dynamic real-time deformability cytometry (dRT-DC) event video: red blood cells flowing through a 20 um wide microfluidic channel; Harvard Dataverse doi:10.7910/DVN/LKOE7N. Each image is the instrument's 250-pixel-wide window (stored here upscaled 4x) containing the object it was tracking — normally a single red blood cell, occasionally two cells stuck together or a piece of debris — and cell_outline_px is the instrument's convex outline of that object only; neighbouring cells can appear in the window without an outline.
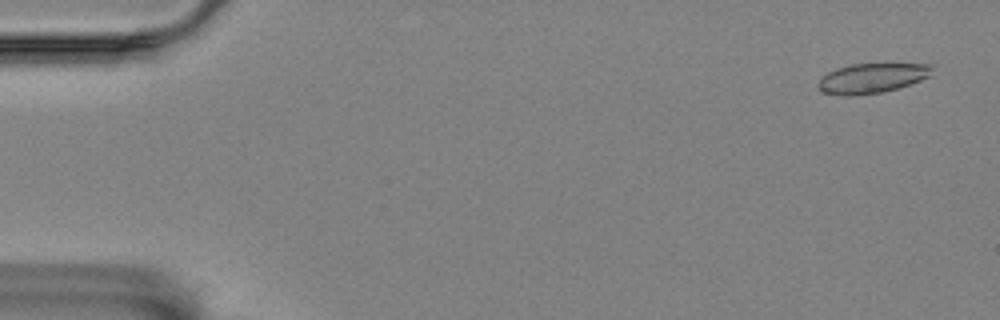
{"species": "Egyptian fruit bat (a non-hibernating species)", "species_latin": "Rousettus aegyptiacus", "temperature_condition": "room temperature", "stored_images_in_passage": 16, "camera_frame_rate_fps": 3000, "um_per_image_px": 0.085, "animal": {"sex": "female"}, "frame": {"image": 1, "passage_image": 3, "time_ms": 0.667, "image_size_px": [1000, 320], "cell_outline_px": [[936, 64], [932, 76], [896, 88], [880, 92], [848, 96], [840, 96], [820, 92], [816, 84], [828, 72], [836, 68], [852, 64]], "centroid_in_image_um": [74.12, 6.64], "position_along_channel_um": 10.9, "area_um2": 19.88}}
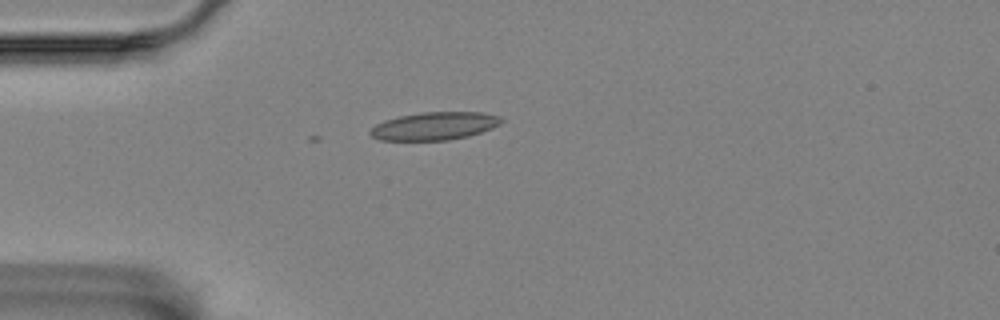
{"frame": {"image": 2, "passage_image": 16, "time_ms": 5.0, "image_size_px": [1000, 320], "cell_outline_px": [[504, 120], [500, 124], [492, 128], [468, 136], [448, 140], [380, 140], [372, 136], [368, 132], [376, 124], [384, 120], [400, 116], [424, 112], [480, 112], [500, 116]], "centroid_in_image_um": [36.94, 10.71], "position_along_channel_um": 48.1, "area_um2": 21.21}}